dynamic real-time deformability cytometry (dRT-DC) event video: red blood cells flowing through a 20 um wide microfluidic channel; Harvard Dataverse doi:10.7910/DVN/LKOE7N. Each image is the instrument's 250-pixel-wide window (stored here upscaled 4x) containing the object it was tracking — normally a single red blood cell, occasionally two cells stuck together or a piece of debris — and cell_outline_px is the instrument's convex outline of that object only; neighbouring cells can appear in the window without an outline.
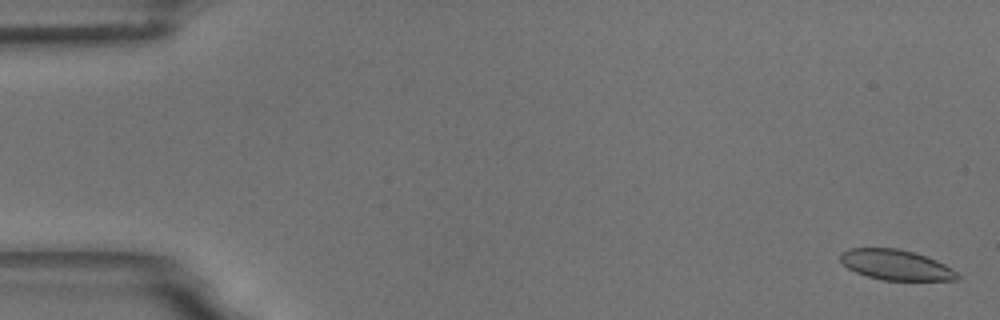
{"species": "common noctule bat (a hibernating species)", "species_latin": "Nyctalus noctula", "temperature_condition": "room temperature", "stored_images_in_passage": 15, "camera_frame_rate_fps": 3000, "um_per_image_px": 0.085, "animal": {"sex": "male", "body_mass_g": 18.8}, "frame": {"image": 1, "passage_image": 1, "time_ms": 0.0, "image_size_px": [1000, 320], "cell_outline_px": [[960, 280], [880, 280], [856, 272], [848, 268], [840, 260], [840, 252], [848, 248], [896, 248], [912, 252], [936, 260], [952, 268], [960, 276]], "centroid_in_image_um": [76.14, 22.52], "position_along_channel_um": 8.9, "area_um2": 20.58}}
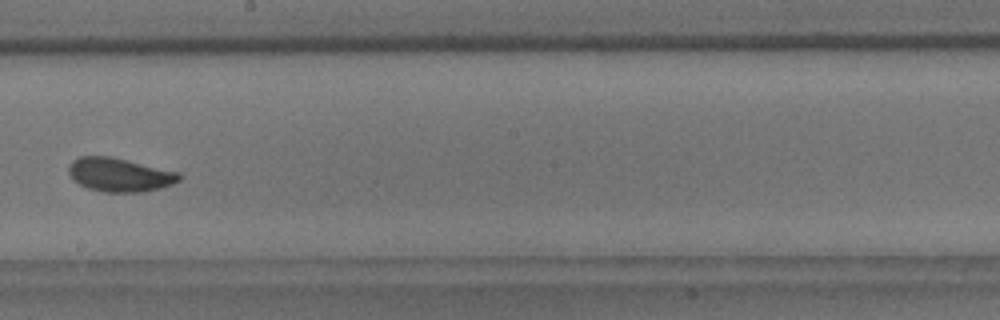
{"frame": {"image": 2, "passage_image": 9, "time_ms": 10.0, "image_size_px": [1000, 320], "cell_outline_px": [[184, 176], [180, 180], [172, 184], [160, 188], [144, 192], [104, 192], [88, 188], [72, 180], [68, 172], [68, 168], [72, 160], [80, 156], [108, 156], [180, 172]], "centroid_in_image_um": [10.17, 14.86], "position_along_channel_um": 238.0, "area_um2": 21.79}}
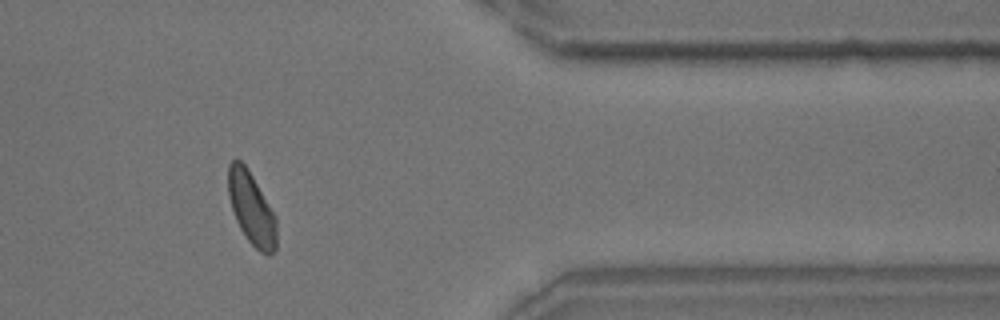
{"frame": {"image": 3, "passage_image": 13, "time_ms": 14.667, "image_size_px": [1000, 320], "cell_outline_px": [[276, 248], [268, 256], [260, 252], [248, 240], [240, 228], [236, 220], [228, 196], [228, 164], [232, 160], [240, 160], [248, 168], [276, 216]], "centroid_in_image_um": [21.37, 17.71], "position_along_channel_um": 390.0, "area_um2": 20.35}, "authors_computed_cell_mechanics": {"area_um2": 20.9814, "velocity_mm_per_s": 3.7041, "shape_relaxation_time_tau1_ms": 8.5599, "shape_relaxation_time_tau2_ms": 1.302, "deformation_change_tau1": 0.1248, "deformation_change_tau2": 0.0313}}